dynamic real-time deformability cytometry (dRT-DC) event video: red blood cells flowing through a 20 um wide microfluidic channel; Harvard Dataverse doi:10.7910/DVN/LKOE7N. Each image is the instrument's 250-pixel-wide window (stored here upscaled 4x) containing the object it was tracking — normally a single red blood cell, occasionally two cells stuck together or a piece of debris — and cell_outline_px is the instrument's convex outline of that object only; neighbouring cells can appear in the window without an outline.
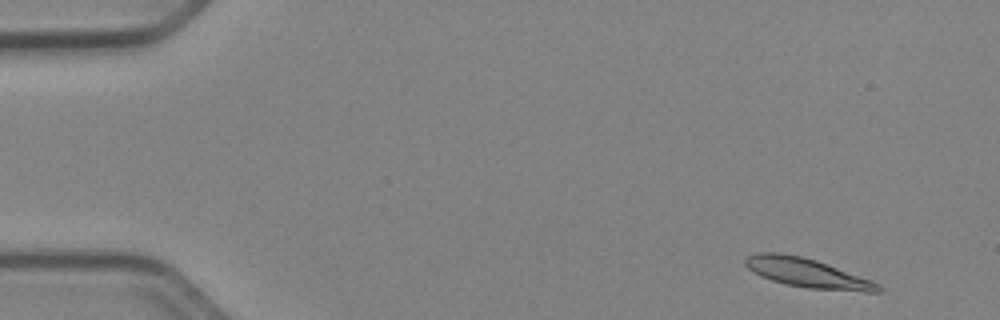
{"species": "Egyptian fruit bat (a non-hibernating species)", "species_latin": "Rousettus aegyptiacus", "temperature_condition": "cold", "stored_images_in_passage": 51, "camera_frame_rate_fps": 3000, "um_per_image_px": 0.085, "animal": {"sex": "female"}, "frame": {"image": 1, "passage_image": 3, "time_ms": 0.667, "image_size_px": [1000, 320], "cell_outline_px": [[884, 292], [864, 292], [808, 288], [784, 284], [760, 276], [748, 268], [744, 264], [744, 260], [748, 256], [756, 252], [780, 252], [800, 256], [816, 260], [872, 280], [880, 284], [884, 288]], "centroid_in_image_um": [68.64, 23.21], "position_along_channel_um": 16.4, "area_um2": 22.77}}
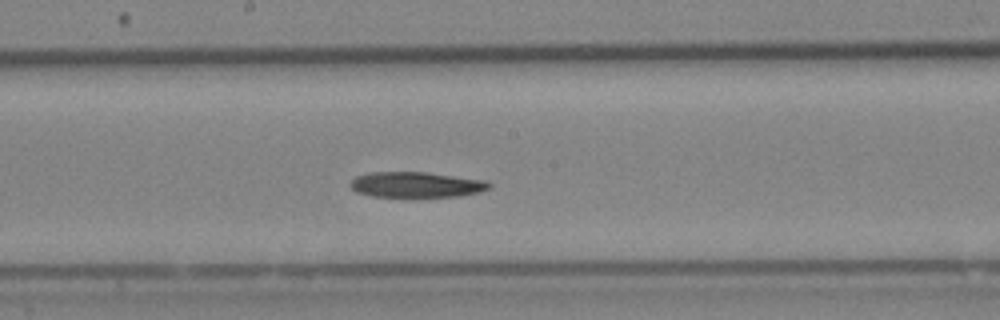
{"frame": {"image": 2, "passage_image": 27, "time_ms": 8.667, "image_size_px": [1000, 320], "cell_outline_px": [[492, 184], [488, 188], [480, 192], [460, 196], [372, 196], [356, 192], [348, 184], [356, 176], [368, 172], [428, 172], [488, 180]], "centroid_in_image_um": [35.4, 15.68], "position_along_channel_um": 212.8, "area_um2": 20.69}}
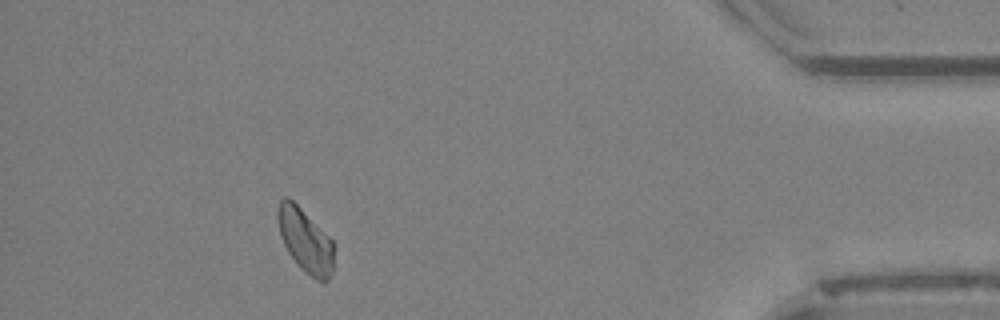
{"frame": {"image": 3, "passage_image": 46, "time_ms": 15.0, "image_size_px": [1000, 320], "cell_outline_px": [[332, 272], [328, 280], [324, 284], [316, 280], [304, 272], [300, 268], [288, 252], [280, 236], [276, 216], [276, 212], [280, 200], [284, 196], [288, 196], [332, 240]], "centroid_in_image_um": [25.91, 20.46], "position_along_channel_um": 409.3, "area_um2": 20.69}}